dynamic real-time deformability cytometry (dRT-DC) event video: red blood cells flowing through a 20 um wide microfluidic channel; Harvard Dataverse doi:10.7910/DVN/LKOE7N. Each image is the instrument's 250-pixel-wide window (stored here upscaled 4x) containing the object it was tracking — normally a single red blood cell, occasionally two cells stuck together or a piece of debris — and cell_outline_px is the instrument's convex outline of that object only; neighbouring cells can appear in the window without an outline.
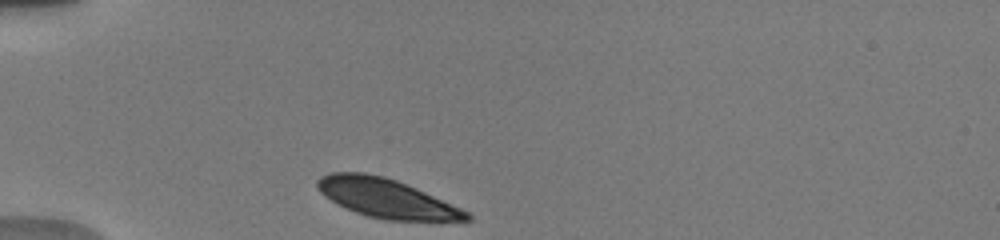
{"species": "human", "species_latin": "Homo sapiens", "temperature_condition": "warm", "stored_images_in_passage": 38, "camera_frame_rate_fps": 3000, "um_per_image_px": 0.085, "donor": {"sex": "male"}, "frame": {"image": 1, "passage_image": 1, "time_ms": 0.0, "image_size_px": [1000, 240], "cell_outline_px": [[472, 220], [388, 220], [368, 216], [356, 212], [336, 204], [324, 196], [316, 188], [316, 180], [320, 176], [332, 172], [364, 172], [384, 176], [396, 180], [416, 188], [460, 208], [468, 212], [472, 216]], "centroid_in_image_um": [32.77, 16.83], "position_along_channel_um": 52.2, "area_um2": 33.64}}
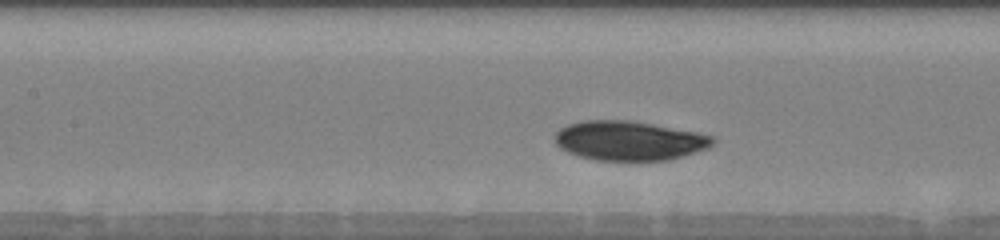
{"frame": {"image": 2, "passage_image": 12, "time_ms": 3.333, "image_size_px": [1000, 240], "cell_outline_px": [[716, 140], [708, 148], [668, 160], [628, 164], [596, 160], [580, 156], [568, 152], [560, 148], [556, 144], [552, 136], [560, 128], [568, 124], [584, 120], [628, 120], [652, 124], [696, 132], [716, 136]], "centroid_in_image_um": [53.46, 12.0], "position_along_channel_um": 153.9, "area_um2": 37.28}}
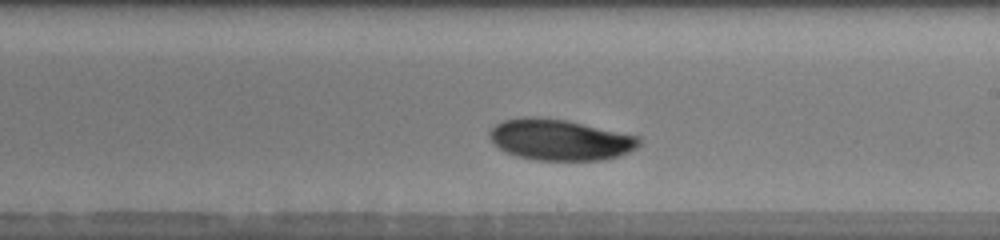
{"frame": {"image": 3, "passage_image": 21, "time_ms": 5.667, "image_size_px": [1000, 240], "cell_outline_px": [[640, 144], [636, 148], [628, 152], [616, 156], [600, 160], [536, 160], [516, 156], [504, 152], [488, 136], [488, 132], [496, 124], [504, 120], [520, 116], [532, 116], [564, 120], [640, 136]], "centroid_in_image_um": [47.56, 11.87], "position_along_channel_um": 241.4, "area_um2": 35.6}, "authors_computed_cell_mechanics": {"area_um2": 35.6048, "velocity_mm_per_s": 3.7494, "shape_relaxation_time_tau1_ms": 2.5326, "shape_relaxation_time_tau2_ms": null, "deformation_change_tau1": 0.0731, "deformation_change_tau2": null}}